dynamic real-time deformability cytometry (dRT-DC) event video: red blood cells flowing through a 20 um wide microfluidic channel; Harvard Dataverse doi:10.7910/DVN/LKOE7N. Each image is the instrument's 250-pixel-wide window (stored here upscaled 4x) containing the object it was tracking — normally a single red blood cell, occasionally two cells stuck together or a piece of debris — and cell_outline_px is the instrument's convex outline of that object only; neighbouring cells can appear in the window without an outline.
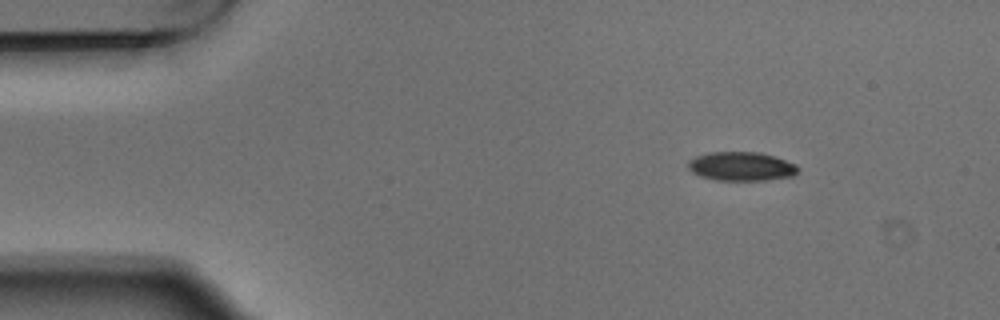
{"species": "Egyptian fruit bat (a non-hibernating species)", "species_latin": "Rousettus aegyptiacus", "temperature_condition": "warm", "stored_images_in_passage": 6, "camera_frame_rate_fps": 3000, "um_per_image_px": 0.085, "animal": {"sex": "male"}, "frame": {"image": 1, "passage_image": 6, "time_ms": 1.667, "image_size_px": [1000, 320], "cell_outline_px": [[800, 168], [792, 176], [764, 180], [716, 180], [700, 176], [692, 172], [688, 168], [688, 160], [696, 156], [708, 152], [760, 152], [796, 164]], "centroid_in_image_um": [62.98, 14.14], "position_along_channel_um": 22.0, "area_um2": 18.44}}